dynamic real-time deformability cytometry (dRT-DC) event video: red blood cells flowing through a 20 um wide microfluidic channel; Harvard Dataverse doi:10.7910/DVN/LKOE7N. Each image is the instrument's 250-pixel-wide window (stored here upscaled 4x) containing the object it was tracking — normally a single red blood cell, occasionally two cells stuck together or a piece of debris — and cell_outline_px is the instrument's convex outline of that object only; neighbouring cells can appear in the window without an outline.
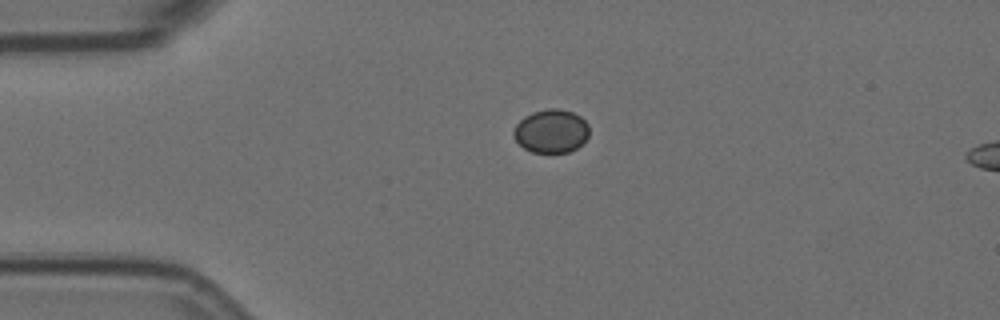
{"species": "Egyptian fruit bat (a non-hibernating species)", "species_latin": "Rousettus aegyptiacus", "temperature_condition": "room temperature", "stored_images_in_passage": 5, "camera_frame_rate_fps": 3000, "um_per_image_px": 0.085, "animal": {"sex": "female"}, "frame": {"image": 1, "passage_image": 5, "time_ms": 1.333, "image_size_px": [1000, 320], "cell_outline_px": [[588, 136], [576, 148], [568, 152], [532, 152], [524, 148], [512, 136], [512, 132], [516, 124], [524, 116], [532, 112], [548, 108], [556, 108], [572, 112], [580, 116], [588, 124]], "centroid_in_image_um": [46.82, 11.13], "position_along_channel_um": 38.2, "area_um2": 19.07}}